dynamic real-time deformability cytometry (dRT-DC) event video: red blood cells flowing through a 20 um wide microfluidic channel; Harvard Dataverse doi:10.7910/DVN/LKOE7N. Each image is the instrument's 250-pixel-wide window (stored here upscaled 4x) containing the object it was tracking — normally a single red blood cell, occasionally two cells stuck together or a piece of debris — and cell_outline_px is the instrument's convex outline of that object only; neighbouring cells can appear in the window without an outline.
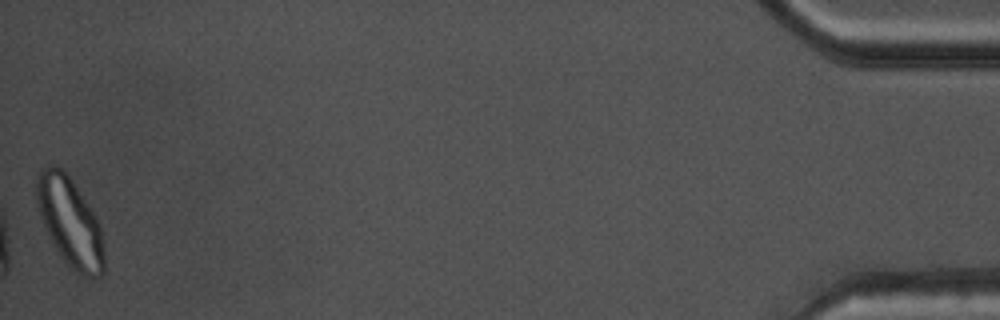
{"species": "common noctule bat (a hibernating species)", "species_latin": "Nyctalus noctula", "temperature_condition": "warm", "stored_images_in_passage": 38, "camera_frame_rate_fps": 3000, "um_per_image_px": 0.085, "animal": {"sex": "male", "body_mass_g": 17.5, "forearm_length_mm": 52.3}, "frame": {"image": 1, "passage_image": 38, "time_ms": 12.333, "image_size_px": [1000, 320], "cell_outline_px": [[104, 272], [100, 276], [92, 280], [68, 268], [48, 236], [40, 216], [36, 204], [36, 172], [48, 164], [52, 164], [60, 168], [68, 176], [92, 212], [100, 228], [104, 240]], "centroid_in_image_um": [5.92, 18.92], "position_along_channel_um": 429.3, "area_um2": 35.08}, "authors_computed_cell_mechanics": {"area_um2": 22.0796, "velocity_mm_per_s": 3.7544, "shape_relaxation_time_tau1_ms": 6.4592, "shape_relaxation_time_tau2_ms": 1.0389, "deformation_change_tau1": 0.1617, "deformation_change_tau2": 0.0743}}